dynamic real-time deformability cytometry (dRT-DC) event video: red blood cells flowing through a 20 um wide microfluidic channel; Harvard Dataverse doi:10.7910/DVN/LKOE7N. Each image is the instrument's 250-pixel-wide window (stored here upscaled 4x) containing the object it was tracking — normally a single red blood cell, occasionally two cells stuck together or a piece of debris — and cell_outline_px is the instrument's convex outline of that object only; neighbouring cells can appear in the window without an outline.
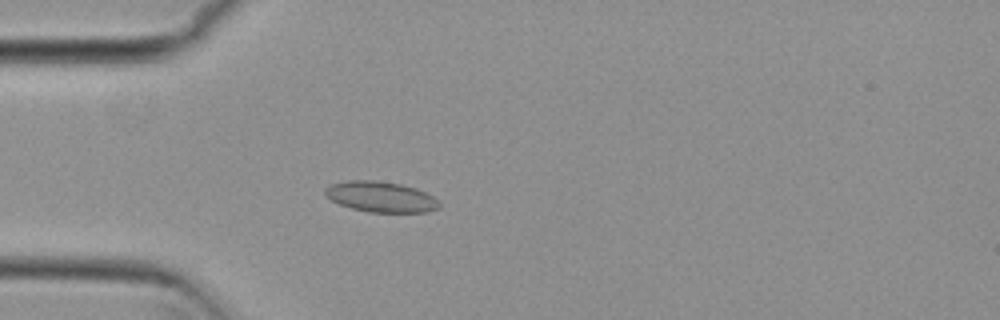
{"species": "common noctule bat (a hibernating species)", "species_latin": "Nyctalus noctula", "temperature_condition": "cold", "stored_images_in_passage": 54, "camera_frame_rate_fps": 3000, "um_per_image_px": 0.085, "animal": {"sex": "female", "body_mass_g": 29.2, "forearm_length_mm": 56.3}, "frame": {"image": 1, "passage_image": 15, "time_ms": 4.667, "image_size_px": [1000, 320], "cell_outline_px": [[440, 208], [428, 212], [368, 212], [352, 208], [340, 204], [324, 196], [324, 188], [328, 184], [348, 180], [372, 180], [400, 184], [416, 188], [440, 200]], "centroid_in_image_um": [32.35, 16.73], "position_along_channel_um": 52.6, "area_um2": 20.52}}
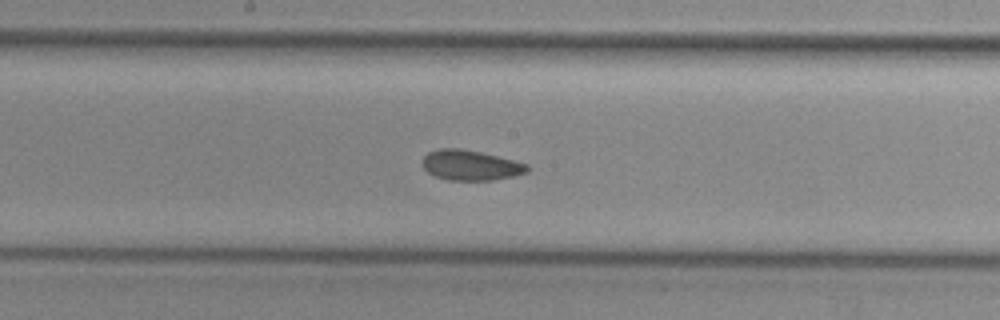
{"frame": {"image": 2, "passage_image": 28, "time_ms": 9.0, "image_size_px": [1000, 320], "cell_outline_px": [[528, 172], [512, 176], [492, 180], [448, 180], [436, 176], [428, 172], [424, 168], [424, 156], [428, 152], [440, 148], [460, 148], [480, 152], [528, 164]], "centroid_in_image_um": [39.99, 14.04], "position_along_channel_um": 208.2, "area_um2": 18.15}}
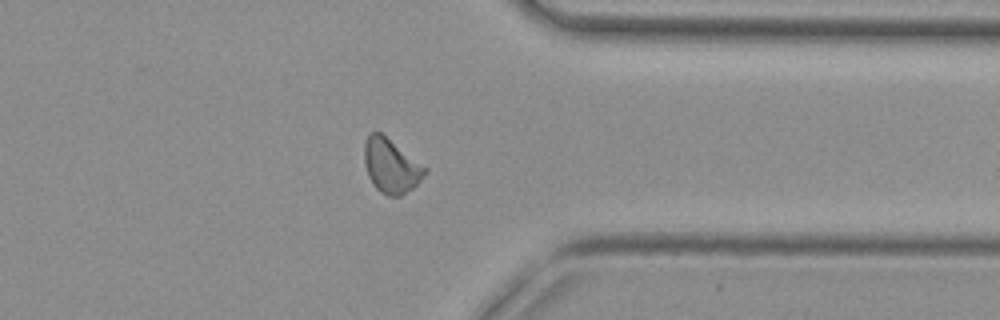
{"frame": {"image": 3, "passage_image": 42, "time_ms": 13.667, "image_size_px": [1000, 320], "cell_outline_px": [[428, 172], [412, 188], [400, 196], [388, 196], [380, 192], [376, 188], [368, 176], [364, 164], [364, 144], [368, 136], [372, 132], [380, 132], [428, 168]], "centroid_in_image_um": [33.23, 14.11], "position_along_channel_um": 378.2, "area_um2": 19.02}, "authors_computed_cell_mechanics": {"area_um2": 19.0451, "velocity_mm_per_s": 3.7989, "shape_relaxation_time_tau1_ms": null, "shape_relaxation_time_tau2_ms": 2.8259, "deformation_change_tau1": null, "deformation_change_tau2": 0.0739}}